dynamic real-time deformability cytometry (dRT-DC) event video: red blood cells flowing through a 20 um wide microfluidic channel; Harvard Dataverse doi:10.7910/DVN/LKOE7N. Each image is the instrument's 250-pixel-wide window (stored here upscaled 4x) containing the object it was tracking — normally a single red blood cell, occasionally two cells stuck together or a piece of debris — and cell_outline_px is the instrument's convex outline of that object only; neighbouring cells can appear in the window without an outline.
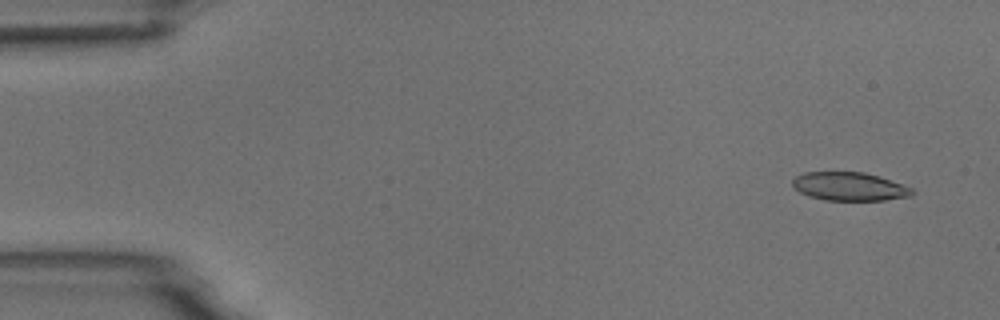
{"species": "common noctule bat (a hibernating species)", "species_latin": "Nyctalus noctula", "temperature_condition": "room temperature", "stored_images_in_passage": 6, "camera_frame_rate_fps": 3000, "um_per_image_px": 0.085, "animal": {"sex": "male", "body_mass_g": 18.8}, "frame": {"image": 1, "passage_image": 1, "time_ms": 0.0, "image_size_px": [1000, 320], "cell_outline_px": [[916, 192], [912, 196], [884, 200], [824, 200], [808, 196], [800, 192], [792, 184], [792, 180], [796, 176], [804, 172], [864, 172], [880, 176], [912, 188]], "centroid_in_image_um": [72.22, 15.85], "position_along_channel_um": 12.8, "area_um2": 19.88}}
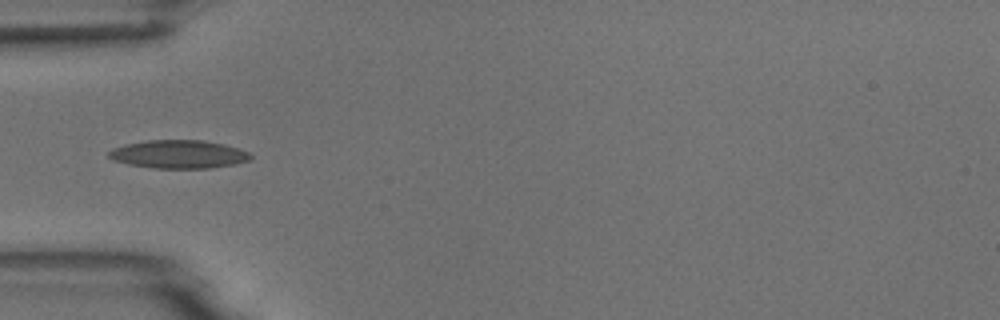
{"frame": {"image": 2, "passage_image": 5, "time_ms": 4.667, "image_size_px": [1000, 320], "cell_outline_px": [[252, 156], [248, 160], [236, 164], [208, 168], [152, 168], [128, 164], [112, 160], [108, 156], [108, 152], [112, 148], [124, 144], [148, 140], [204, 140], [224, 144], [240, 148], [248, 152]], "centroid_in_image_um": [15.16, 13.1], "position_along_channel_um": 69.8, "area_um2": 23.47}}